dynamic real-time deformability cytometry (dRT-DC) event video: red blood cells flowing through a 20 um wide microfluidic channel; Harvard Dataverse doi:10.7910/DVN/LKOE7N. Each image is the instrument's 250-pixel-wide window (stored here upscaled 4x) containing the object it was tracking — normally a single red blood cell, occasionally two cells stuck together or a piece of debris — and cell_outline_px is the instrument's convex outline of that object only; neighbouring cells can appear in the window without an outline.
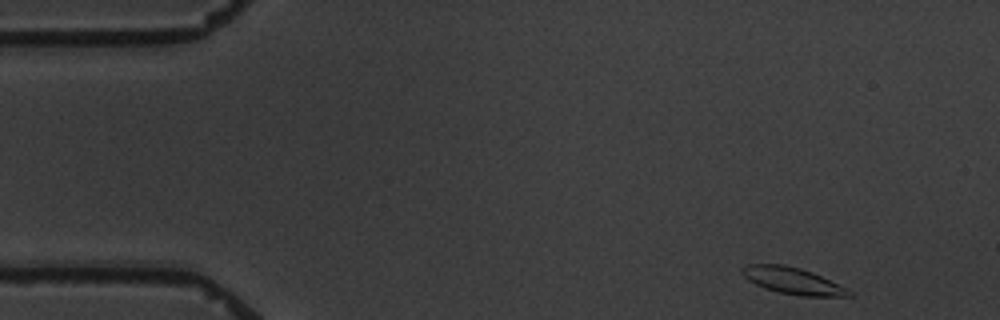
{"species": "common noctule bat (a hibernating species)", "species_latin": "Nyctalus noctula", "temperature_condition": "warm", "stored_images_in_passage": 4, "camera_frame_rate_fps": 3000, "um_per_image_px": 0.085, "animal": {"sex": "male", "body_mass_g": 19.5, "forearm_length_mm": 54.6}, "frame": {"image": 1, "passage_image": 1, "time_ms": 0.0, "image_size_px": [1000, 320], "cell_outline_px": [[852, 296], [800, 296], [780, 292], [764, 288], [748, 280], [740, 272], [740, 268], [748, 264], [784, 264], [800, 268], [812, 272], [848, 288], [852, 292]], "centroid_in_image_um": [67.37, 23.86], "position_along_channel_um": 17.6, "area_um2": 16.59}}